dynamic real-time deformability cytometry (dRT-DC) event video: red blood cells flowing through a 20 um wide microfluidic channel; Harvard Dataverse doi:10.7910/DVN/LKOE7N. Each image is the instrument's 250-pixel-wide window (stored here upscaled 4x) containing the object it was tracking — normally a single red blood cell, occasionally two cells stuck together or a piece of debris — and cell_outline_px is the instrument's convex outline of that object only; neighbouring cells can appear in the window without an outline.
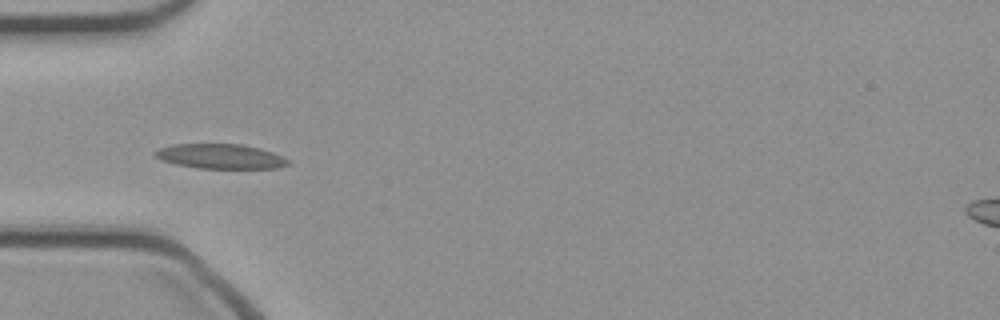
{"species": "common noctule bat (a hibernating species)", "species_latin": "Nyctalus noctula", "temperature_condition": "cold", "stored_images_in_passage": 44, "camera_frame_rate_fps": 3000, "um_per_image_px": 0.085, "animal": {"sex": "female", "body_mass_g": 21.9}, "frame": {"image": 1, "passage_image": 11, "time_ms": 3.333, "image_size_px": [1000, 320], "cell_outline_px": [[292, 164], [276, 168], [196, 168], [176, 164], [160, 160], [152, 152], [160, 148], [172, 144], [240, 144], [260, 148], [284, 156], [292, 160]], "centroid_in_image_um": [18.78, 13.29], "position_along_channel_um": 66.2, "area_um2": 19.36}}
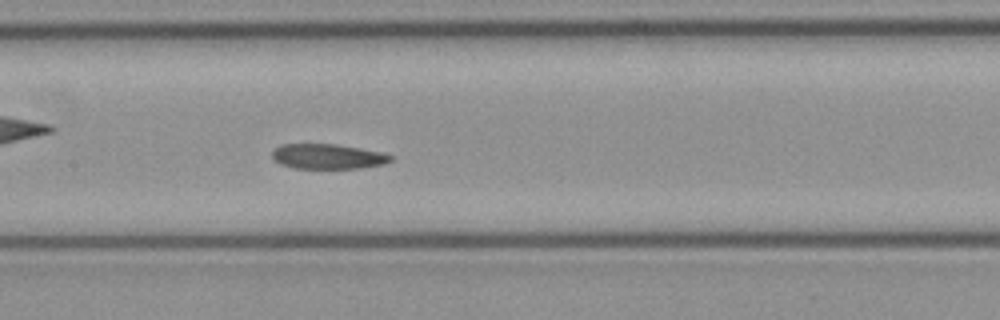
{"frame": {"image": 2, "passage_image": 19, "time_ms": 6.0, "image_size_px": [1000, 320], "cell_outline_px": [[392, 160], [384, 164], [360, 168], [292, 168], [280, 164], [272, 156], [272, 152], [280, 144], [336, 144], [384, 152], [392, 156]], "centroid_in_image_um": [27.88, 13.29], "position_along_channel_um": 179.5, "area_um2": 17.28}}
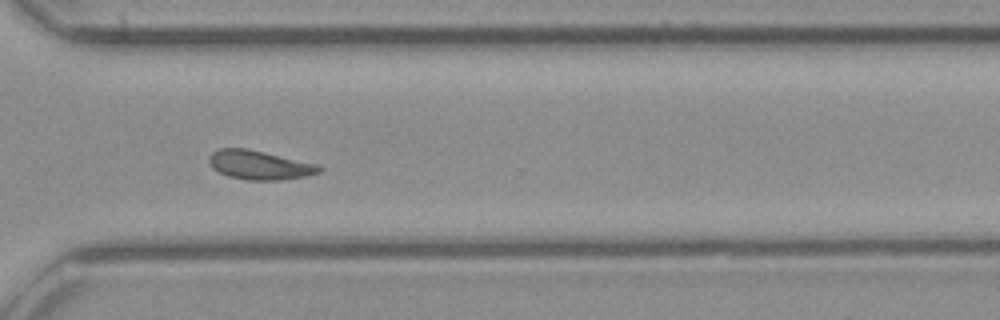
{"frame": {"image": 3, "passage_image": 31, "time_ms": 10.0, "image_size_px": [1000, 320], "cell_outline_px": [[324, 168], [320, 172], [308, 176], [280, 180], [248, 180], [228, 176], [212, 168], [208, 160], [208, 156], [212, 152], [220, 148], [248, 148], [316, 164]], "centroid_in_image_um": [22.05, 14.02], "position_along_channel_um": 348.6, "area_um2": 18.67}}